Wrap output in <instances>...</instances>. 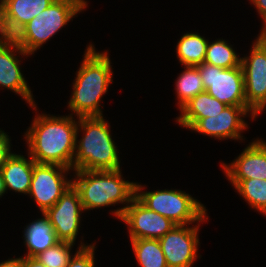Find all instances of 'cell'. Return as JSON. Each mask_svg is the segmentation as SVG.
Masks as SVG:
<instances>
[{"mask_svg":"<svg viewBox=\"0 0 266 267\" xmlns=\"http://www.w3.org/2000/svg\"><path fill=\"white\" fill-rule=\"evenodd\" d=\"M0 44L24 50L27 53L26 25L6 14L0 8Z\"/></svg>","mask_w":266,"mask_h":267,"instance_id":"cell-21","label":"cell"},{"mask_svg":"<svg viewBox=\"0 0 266 267\" xmlns=\"http://www.w3.org/2000/svg\"><path fill=\"white\" fill-rule=\"evenodd\" d=\"M226 106L204 91L180 109L182 114L177 117L176 121L181 126L190 129L199 119L220 114Z\"/></svg>","mask_w":266,"mask_h":267,"instance_id":"cell-17","label":"cell"},{"mask_svg":"<svg viewBox=\"0 0 266 267\" xmlns=\"http://www.w3.org/2000/svg\"><path fill=\"white\" fill-rule=\"evenodd\" d=\"M70 116L37 115L25 139L36 163L58 164L73 169L77 124Z\"/></svg>","mask_w":266,"mask_h":267,"instance_id":"cell-1","label":"cell"},{"mask_svg":"<svg viewBox=\"0 0 266 267\" xmlns=\"http://www.w3.org/2000/svg\"><path fill=\"white\" fill-rule=\"evenodd\" d=\"M259 37L266 43V31L261 32Z\"/></svg>","mask_w":266,"mask_h":267,"instance_id":"cell-33","label":"cell"},{"mask_svg":"<svg viewBox=\"0 0 266 267\" xmlns=\"http://www.w3.org/2000/svg\"><path fill=\"white\" fill-rule=\"evenodd\" d=\"M208 40L197 33L184 34L177 45V56L184 66H198L204 62Z\"/></svg>","mask_w":266,"mask_h":267,"instance_id":"cell-19","label":"cell"},{"mask_svg":"<svg viewBox=\"0 0 266 267\" xmlns=\"http://www.w3.org/2000/svg\"><path fill=\"white\" fill-rule=\"evenodd\" d=\"M81 211L84 208L80 194L72 185L44 215L49 219L59 241L74 243L78 235Z\"/></svg>","mask_w":266,"mask_h":267,"instance_id":"cell-11","label":"cell"},{"mask_svg":"<svg viewBox=\"0 0 266 267\" xmlns=\"http://www.w3.org/2000/svg\"><path fill=\"white\" fill-rule=\"evenodd\" d=\"M69 170L70 168L58 164L34 163L28 194L34 198L42 214L55 205L73 185V181H68L64 176Z\"/></svg>","mask_w":266,"mask_h":267,"instance_id":"cell-8","label":"cell"},{"mask_svg":"<svg viewBox=\"0 0 266 267\" xmlns=\"http://www.w3.org/2000/svg\"><path fill=\"white\" fill-rule=\"evenodd\" d=\"M198 226L176 225L159 240L168 267H191L197 258Z\"/></svg>","mask_w":266,"mask_h":267,"instance_id":"cell-12","label":"cell"},{"mask_svg":"<svg viewBox=\"0 0 266 267\" xmlns=\"http://www.w3.org/2000/svg\"><path fill=\"white\" fill-rule=\"evenodd\" d=\"M131 243L141 267H168L158 239H131Z\"/></svg>","mask_w":266,"mask_h":267,"instance_id":"cell-24","label":"cell"},{"mask_svg":"<svg viewBox=\"0 0 266 267\" xmlns=\"http://www.w3.org/2000/svg\"><path fill=\"white\" fill-rule=\"evenodd\" d=\"M78 119L77 130L81 128L85 135L80 141L76 140L74 171L120 169L117 146L111 138L109 125L103 116H80Z\"/></svg>","mask_w":266,"mask_h":267,"instance_id":"cell-3","label":"cell"},{"mask_svg":"<svg viewBox=\"0 0 266 267\" xmlns=\"http://www.w3.org/2000/svg\"><path fill=\"white\" fill-rule=\"evenodd\" d=\"M73 243L59 241L55 245L35 256L46 267H67L71 260Z\"/></svg>","mask_w":266,"mask_h":267,"instance_id":"cell-26","label":"cell"},{"mask_svg":"<svg viewBox=\"0 0 266 267\" xmlns=\"http://www.w3.org/2000/svg\"><path fill=\"white\" fill-rule=\"evenodd\" d=\"M10 147L9 136L0 130V170L5 165L7 159L13 154L10 153Z\"/></svg>","mask_w":266,"mask_h":267,"instance_id":"cell-28","label":"cell"},{"mask_svg":"<svg viewBox=\"0 0 266 267\" xmlns=\"http://www.w3.org/2000/svg\"><path fill=\"white\" fill-rule=\"evenodd\" d=\"M23 267H46L42 262L35 257H23Z\"/></svg>","mask_w":266,"mask_h":267,"instance_id":"cell-30","label":"cell"},{"mask_svg":"<svg viewBox=\"0 0 266 267\" xmlns=\"http://www.w3.org/2000/svg\"><path fill=\"white\" fill-rule=\"evenodd\" d=\"M113 213L128 225L130 239H160L176 226L170 219L148 209L136 197Z\"/></svg>","mask_w":266,"mask_h":267,"instance_id":"cell-10","label":"cell"},{"mask_svg":"<svg viewBox=\"0 0 266 267\" xmlns=\"http://www.w3.org/2000/svg\"><path fill=\"white\" fill-rule=\"evenodd\" d=\"M94 248L95 245L81 243L76 254L72 256L67 267H94Z\"/></svg>","mask_w":266,"mask_h":267,"instance_id":"cell-27","label":"cell"},{"mask_svg":"<svg viewBox=\"0 0 266 267\" xmlns=\"http://www.w3.org/2000/svg\"><path fill=\"white\" fill-rule=\"evenodd\" d=\"M257 8L258 13L260 14L261 18L263 19L262 31H266V0H250Z\"/></svg>","mask_w":266,"mask_h":267,"instance_id":"cell-29","label":"cell"},{"mask_svg":"<svg viewBox=\"0 0 266 267\" xmlns=\"http://www.w3.org/2000/svg\"><path fill=\"white\" fill-rule=\"evenodd\" d=\"M197 67L208 94L227 106L247 107L242 66L223 69L203 62Z\"/></svg>","mask_w":266,"mask_h":267,"instance_id":"cell-7","label":"cell"},{"mask_svg":"<svg viewBox=\"0 0 266 267\" xmlns=\"http://www.w3.org/2000/svg\"><path fill=\"white\" fill-rule=\"evenodd\" d=\"M0 267H23V257L0 262Z\"/></svg>","mask_w":266,"mask_h":267,"instance_id":"cell-31","label":"cell"},{"mask_svg":"<svg viewBox=\"0 0 266 267\" xmlns=\"http://www.w3.org/2000/svg\"><path fill=\"white\" fill-rule=\"evenodd\" d=\"M68 108L80 116H102L100 99L112 81L111 62L108 53H99L90 44L77 72Z\"/></svg>","mask_w":266,"mask_h":267,"instance_id":"cell-2","label":"cell"},{"mask_svg":"<svg viewBox=\"0 0 266 267\" xmlns=\"http://www.w3.org/2000/svg\"><path fill=\"white\" fill-rule=\"evenodd\" d=\"M6 192V189H5V186H4V180H3V175H2V172L0 170V197L5 194Z\"/></svg>","mask_w":266,"mask_h":267,"instance_id":"cell-32","label":"cell"},{"mask_svg":"<svg viewBox=\"0 0 266 267\" xmlns=\"http://www.w3.org/2000/svg\"><path fill=\"white\" fill-rule=\"evenodd\" d=\"M34 163L31 157L27 160L23 155L12 154L1 169L6 191L9 188L15 192L28 194Z\"/></svg>","mask_w":266,"mask_h":267,"instance_id":"cell-16","label":"cell"},{"mask_svg":"<svg viewBox=\"0 0 266 267\" xmlns=\"http://www.w3.org/2000/svg\"><path fill=\"white\" fill-rule=\"evenodd\" d=\"M249 57L241 58L247 107L257 116L266 107V43L258 36Z\"/></svg>","mask_w":266,"mask_h":267,"instance_id":"cell-9","label":"cell"},{"mask_svg":"<svg viewBox=\"0 0 266 267\" xmlns=\"http://www.w3.org/2000/svg\"><path fill=\"white\" fill-rule=\"evenodd\" d=\"M142 188L136 183L135 197L148 209L170 219L176 225L186 226L195 221L198 223L208 219L204 205L188 193L166 189L141 193Z\"/></svg>","mask_w":266,"mask_h":267,"instance_id":"cell-5","label":"cell"},{"mask_svg":"<svg viewBox=\"0 0 266 267\" xmlns=\"http://www.w3.org/2000/svg\"><path fill=\"white\" fill-rule=\"evenodd\" d=\"M55 0H1L0 8L17 21L27 24Z\"/></svg>","mask_w":266,"mask_h":267,"instance_id":"cell-20","label":"cell"},{"mask_svg":"<svg viewBox=\"0 0 266 267\" xmlns=\"http://www.w3.org/2000/svg\"><path fill=\"white\" fill-rule=\"evenodd\" d=\"M24 240L28 248L27 257H35L59 242L49 219L43 218L28 224L24 230Z\"/></svg>","mask_w":266,"mask_h":267,"instance_id":"cell-18","label":"cell"},{"mask_svg":"<svg viewBox=\"0 0 266 267\" xmlns=\"http://www.w3.org/2000/svg\"><path fill=\"white\" fill-rule=\"evenodd\" d=\"M16 52L23 56L30 55L24 50L0 44V86L6 87L16 94H19L31 107L36 109L35 101L32 96L33 94L21 73L19 67L20 61L15 55Z\"/></svg>","mask_w":266,"mask_h":267,"instance_id":"cell-15","label":"cell"},{"mask_svg":"<svg viewBox=\"0 0 266 267\" xmlns=\"http://www.w3.org/2000/svg\"><path fill=\"white\" fill-rule=\"evenodd\" d=\"M176 82V93L179 100V109L186 105L192 98L205 91L202 77L197 66H185Z\"/></svg>","mask_w":266,"mask_h":267,"instance_id":"cell-23","label":"cell"},{"mask_svg":"<svg viewBox=\"0 0 266 267\" xmlns=\"http://www.w3.org/2000/svg\"><path fill=\"white\" fill-rule=\"evenodd\" d=\"M222 168L228 179L266 180V142H251L231 165L222 163Z\"/></svg>","mask_w":266,"mask_h":267,"instance_id":"cell-14","label":"cell"},{"mask_svg":"<svg viewBox=\"0 0 266 267\" xmlns=\"http://www.w3.org/2000/svg\"><path fill=\"white\" fill-rule=\"evenodd\" d=\"M249 112L252 119L256 117L248 107L226 106L220 114L199 119L190 129L218 139H241L240 133L247 127L241 117Z\"/></svg>","mask_w":266,"mask_h":267,"instance_id":"cell-13","label":"cell"},{"mask_svg":"<svg viewBox=\"0 0 266 267\" xmlns=\"http://www.w3.org/2000/svg\"><path fill=\"white\" fill-rule=\"evenodd\" d=\"M204 63L228 69L241 66V58L227 41L219 39L216 42H208Z\"/></svg>","mask_w":266,"mask_h":267,"instance_id":"cell-25","label":"cell"},{"mask_svg":"<svg viewBox=\"0 0 266 267\" xmlns=\"http://www.w3.org/2000/svg\"><path fill=\"white\" fill-rule=\"evenodd\" d=\"M87 5L85 0H55L26 24L27 53L37 51Z\"/></svg>","mask_w":266,"mask_h":267,"instance_id":"cell-6","label":"cell"},{"mask_svg":"<svg viewBox=\"0 0 266 267\" xmlns=\"http://www.w3.org/2000/svg\"><path fill=\"white\" fill-rule=\"evenodd\" d=\"M235 189L243 196L251 208L266 215V180L229 179Z\"/></svg>","mask_w":266,"mask_h":267,"instance_id":"cell-22","label":"cell"},{"mask_svg":"<svg viewBox=\"0 0 266 267\" xmlns=\"http://www.w3.org/2000/svg\"><path fill=\"white\" fill-rule=\"evenodd\" d=\"M75 172L77 179L72 181L80 194L84 211L118 203L128 204L135 197L136 183L123 180L120 169Z\"/></svg>","mask_w":266,"mask_h":267,"instance_id":"cell-4","label":"cell"}]
</instances>
